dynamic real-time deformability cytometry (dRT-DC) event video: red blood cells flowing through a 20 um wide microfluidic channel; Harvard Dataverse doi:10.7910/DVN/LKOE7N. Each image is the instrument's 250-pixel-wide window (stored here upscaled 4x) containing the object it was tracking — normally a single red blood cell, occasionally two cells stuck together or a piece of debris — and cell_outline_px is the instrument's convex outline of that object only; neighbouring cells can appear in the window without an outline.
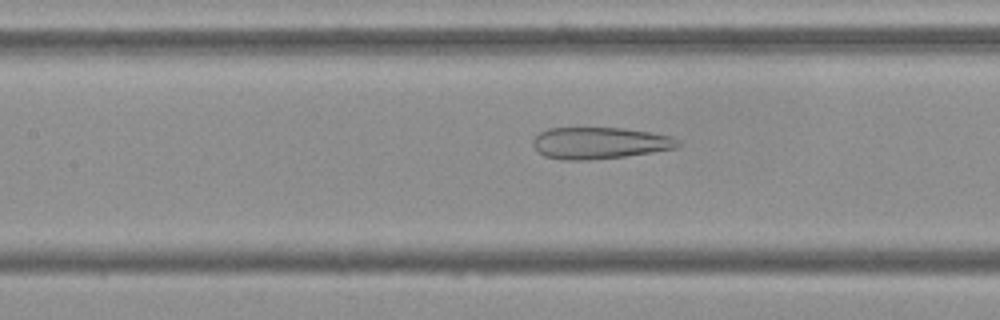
{"species": "Egyptian fruit bat (a non-hibernating species)", "species_latin": "Rousettus aegyptiacus", "temperature_condition": "cold", "stored_images_in_passage": 43, "camera_frame_rate_fps": 3000, "um_per_image_px": 0.085, "frame": {"image": 1, "passage_image": 13, "time_ms": 4.0, "image_size_px": [1000, 320], "cell_outline_px": [[680, 144], [676, 148], [652, 152], [624, 156], [592, 160], [564, 160], [544, 156], [536, 152], [532, 144], [532, 140], [540, 132], [548, 128], [624, 128], [672, 136], [680, 140]], "centroid_in_image_um": [50.94, 12.16], "position_along_channel_um": 156.5, "area_um2": 26.88}}
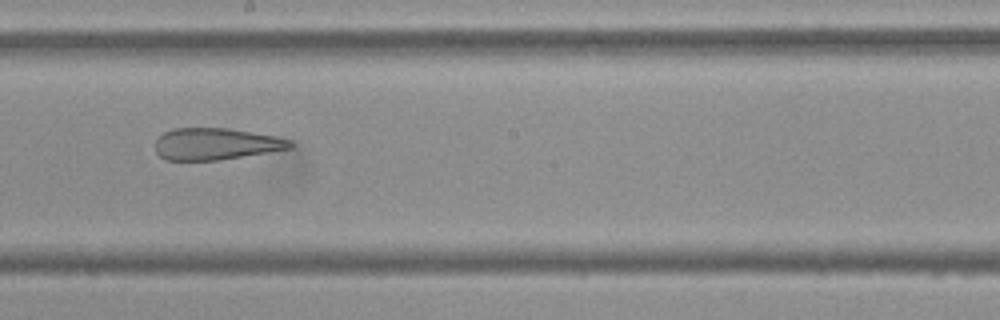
{"frame": {"image": 2, "passage_image": 19, "time_ms": 6.0, "image_size_px": [1000, 320], "cell_outline_px": [[296, 144], [292, 148], [216, 160], [164, 160], [156, 152], [156, 140], [164, 132], [176, 128], [228, 128], [276, 136], [292, 140]], "centroid_in_image_um": [18.36, 12.23], "position_along_channel_um": 229.8, "area_um2": 24.85}}
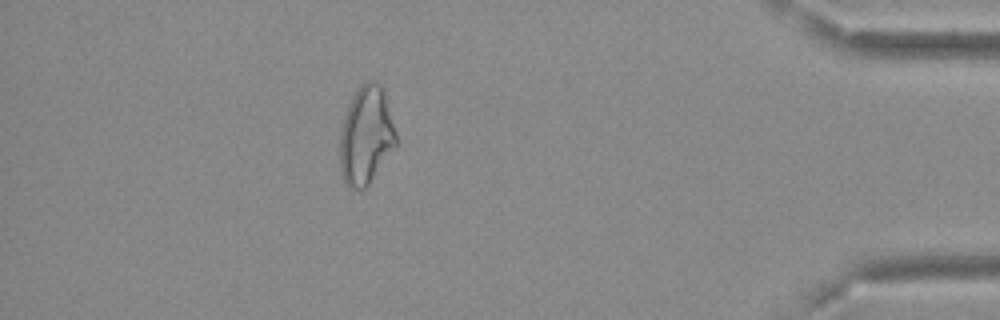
{"frame": {"image": 3, "passage_image": 37, "time_ms": 12.0, "image_size_px": [1000, 320], "cell_outline_px": [[396, 148], [368, 184], [364, 188], [348, 188], [344, 184], [340, 172], [340, 132], [344, 116], [352, 96], [360, 84], [364, 80], [376, 80], [380, 84], [384, 92], [396, 136]], "centroid_in_image_um": [31.09, 11.52], "position_along_channel_um": 404.1, "area_um2": 32.19}}